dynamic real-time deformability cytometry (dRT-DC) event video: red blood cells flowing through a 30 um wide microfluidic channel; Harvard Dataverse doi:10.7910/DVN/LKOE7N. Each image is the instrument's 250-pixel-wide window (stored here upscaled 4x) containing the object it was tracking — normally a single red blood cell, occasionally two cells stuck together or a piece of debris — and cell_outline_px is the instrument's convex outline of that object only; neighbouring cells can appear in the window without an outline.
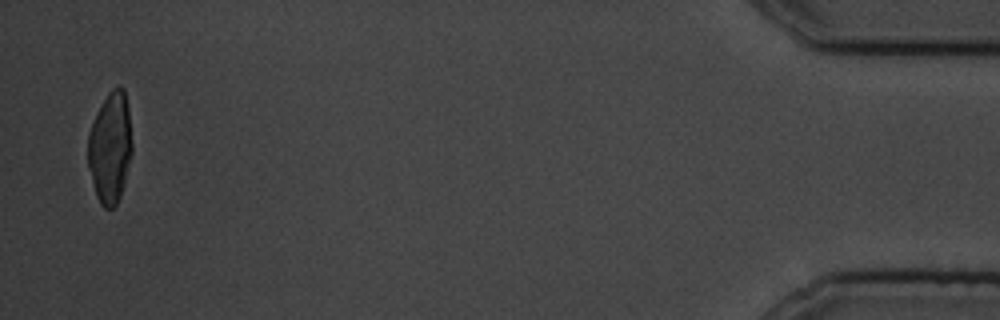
{"species": "common noctule bat (a hibernating species)", "species_latin": "Nyctalus noctula", "temperature_condition": "cold", "stored_images_in_passage": 15, "camera_frame_rate_fps": 3000, "um_per_image_px": 0.085, "animal": {"sex": "male", "body_mass_g": 19.5, "forearm_length_mm": 54.6}, "frame": {"image": 1, "passage_image": 15, "time_ms": 17.0, "image_size_px": [1000, 320], "cell_outline_px": [[132, 152], [124, 184], [120, 196], [116, 204], [112, 208], [104, 208], [100, 204], [96, 196], [88, 168], [88, 132], [108, 92], [112, 88], [120, 84], [124, 88], [128, 108], [132, 144]], "centroid_in_image_um": [9.37, 12.55], "position_along_channel_um": 425.8, "area_um2": 28.5}}